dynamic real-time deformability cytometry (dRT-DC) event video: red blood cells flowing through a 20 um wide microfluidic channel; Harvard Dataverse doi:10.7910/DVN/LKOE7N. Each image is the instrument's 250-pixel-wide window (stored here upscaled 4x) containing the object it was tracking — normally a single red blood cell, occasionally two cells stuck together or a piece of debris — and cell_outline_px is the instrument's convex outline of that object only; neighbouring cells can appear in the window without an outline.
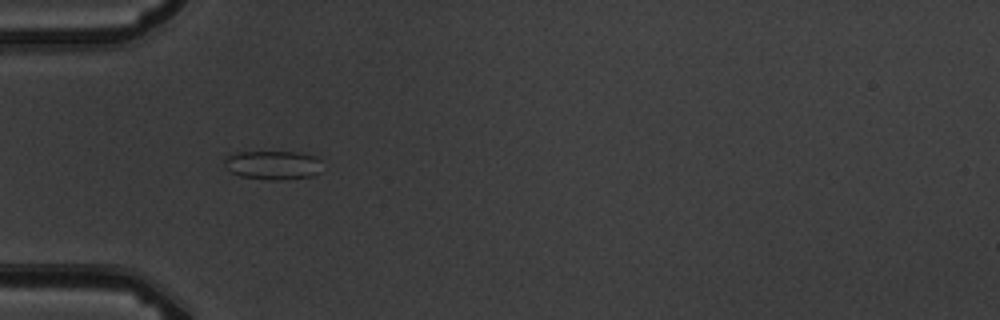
{"species": "common noctule bat (a hibernating species)", "species_latin": "Nyctalus noctula", "temperature_condition": "warm", "stored_images_in_passage": 7, "camera_frame_rate_fps": 3000, "um_per_image_px": 0.085, "animal": {"sex": "male", "body_mass_g": 19.5, "forearm_length_mm": 54.6}, "frame": {"image": 1, "passage_image": 1, "time_ms": 0.0, "image_size_px": [1000, 320], "cell_outline_px": [[320, 172], [312, 176], [280, 180], [264, 180], [240, 176], [232, 172], [224, 164], [224, 156], [236, 152], [296, 152], [316, 156], [320, 160]], "centroid_in_image_um": [23.18, 14.03], "position_along_channel_um": 61.8, "area_um2": 16.59}}
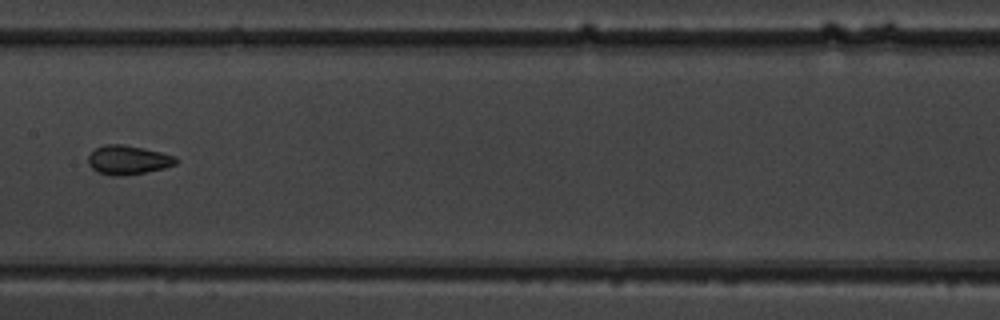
{"frame": {"image": 2, "passage_image": 4, "time_ms": 3.667, "image_size_px": [1000, 320], "cell_outline_px": [[180, 160], [176, 164], [164, 168], [144, 172], [120, 176], [112, 176], [96, 172], [88, 164], [88, 156], [96, 148], [104, 144], [124, 144], [144, 148], [176, 156]], "centroid_in_image_um": [10.88, 13.59], "position_along_channel_um": 196.5, "area_um2": 14.97}}
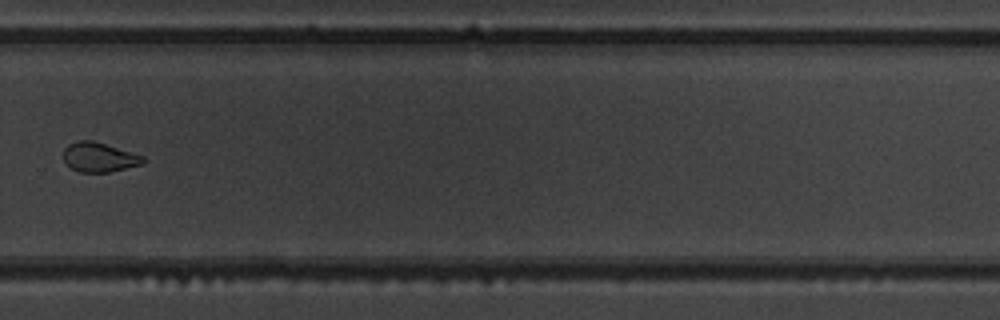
{"frame": {"image": 3, "passage_image": 7, "time_ms": 7.0, "image_size_px": [1000, 320], "cell_outline_px": [[148, 160], [144, 164], [108, 172], [80, 172], [72, 168], [64, 160], [64, 148], [68, 144], [76, 140], [92, 140], [144, 156]], "centroid_in_image_um": [8.46, 13.36], "position_along_channel_um": 321.3, "area_um2": 13.7}}